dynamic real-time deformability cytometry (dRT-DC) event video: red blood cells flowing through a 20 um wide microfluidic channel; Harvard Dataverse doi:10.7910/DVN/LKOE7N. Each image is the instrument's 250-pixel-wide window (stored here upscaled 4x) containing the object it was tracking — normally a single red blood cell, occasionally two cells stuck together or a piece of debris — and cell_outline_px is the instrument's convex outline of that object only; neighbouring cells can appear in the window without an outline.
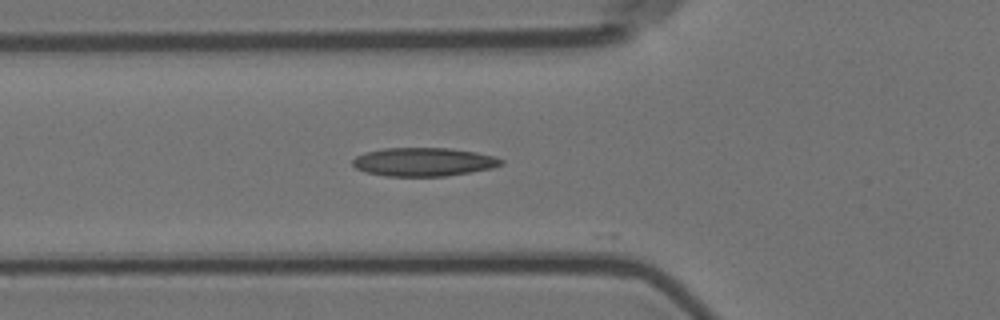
{"species": "Egyptian fruit bat (a non-hibernating species)", "species_latin": "Rousettus aegyptiacus", "temperature_condition": "room temperature", "stored_images_in_passage": 12, "camera_frame_rate_fps": 3000, "um_per_image_px": 0.085, "animal": {"sex": "female"}, "frame": {"image": 1, "passage_image": 8, "time_ms": 2.333, "image_size_px": [1000, 320], "cell_outline_px": [[504, 164], [492, 168], [444, 176], [388, 176], [364, 172], [356, 168], [352, 164], [352, 160], [356, 156], [364, 152], [384, 148], [452, 148], [476, 152], [496, 156], [504, 160]], "centroid_in_image_um": [36.01, 13.75], "position_along_channel_um": 89.8, "area_um2": 24.8}}